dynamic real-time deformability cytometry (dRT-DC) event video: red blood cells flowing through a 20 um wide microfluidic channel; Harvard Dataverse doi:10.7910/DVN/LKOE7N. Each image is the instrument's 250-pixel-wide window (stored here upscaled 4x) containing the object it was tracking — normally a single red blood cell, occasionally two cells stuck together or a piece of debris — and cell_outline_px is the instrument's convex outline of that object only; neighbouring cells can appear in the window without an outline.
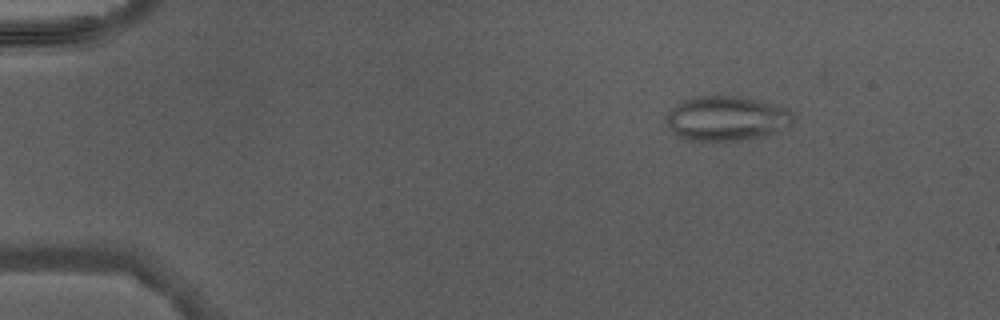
{"species": "Egyptian fruit bat (a non-hibernating species)", "species_latin": "Rousettus aegyptiacus", "temperature_condition": "warm", "stored_images_in_passage": 4, "camera_frame_rate_fps": 3000, "um_per_image_px": 0.085, "animal": {"sex": "male"}, "frame": {"image": 1, "passage_image": 2, "time_ms": 1.0, "image_size_px": [1000, 320], "cell_outline_px": [[792, 124], [776, 132], [764, 136], [744, 140], [716, 144], [704, 144], [688, 140], [676, 136], [668, 124], [668, 112], [676, 104], [696, 96], [732, 96], [776, 104], [788, 108], [792, 112]], "centroid_in_image_um": [61.75, 10.13], "position_along_channel_um": 23.3, "area_um2": 33.64}}
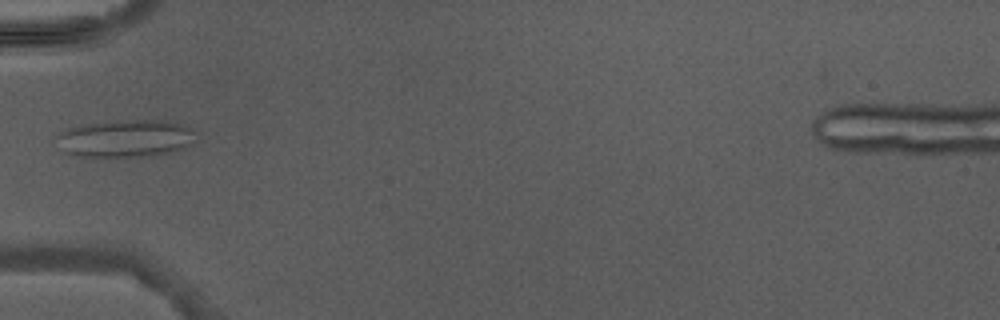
{"frame": {"image": 2, "passage_image": 4, "time_ms": 4.333, "image_size_px": [1000, 320], "cell_outline_px": [[196, 132], [184, 148], [168, 152], [140, 156], [80, 156], [64, 152], [52, 140], [60, 132], [68, 128], [88, 124], [132, 120], [164, 120], [184, 124]], "centroid_in_image_um": [10.59, 11.76], "position_along_channel_um": 74.4, "area_um2": 29.88}}